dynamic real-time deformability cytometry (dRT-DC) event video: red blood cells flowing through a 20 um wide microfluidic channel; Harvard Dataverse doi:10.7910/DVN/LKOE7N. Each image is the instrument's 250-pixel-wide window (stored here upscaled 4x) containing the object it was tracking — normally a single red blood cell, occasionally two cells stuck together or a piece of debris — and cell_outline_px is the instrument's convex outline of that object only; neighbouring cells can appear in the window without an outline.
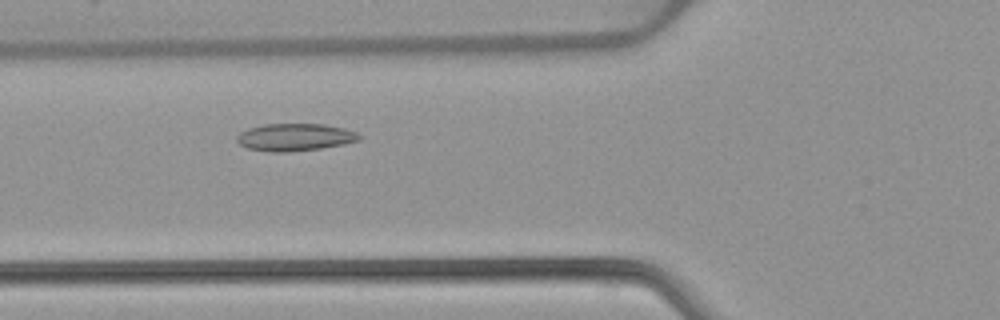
{"species": "common noctule bat (a hibernating species)", "species_latin": "Nyctalus noctula", "temperature_condition": "warm", "stored_images_in_passage": 47, "camera_frame_rate_fps": 3000, "um_per_image_px": 0.085, "animal": {"sex": "female", "body_mass_g": 22.7, "forearm_length_mm": 54.2}, "frame": {"image": 1, "passage_image": 14, "time_ms": 4.333, "image_size_px": [1000, 320], "cell_outline_px": [[360, 140], [344, 144], [320, 148], [288, 152], [268, 152], [248, 148], [240, 144], [236, 140], [236, 136], [240, 132], [248, 128], [264, 124], [324, 124], [344, 128], [356, 132], [360, 136]], "centroid_in_image_um": [25.04, 11.66], "position_along_channel_um": 100.8, "area_um2": 19.54}}
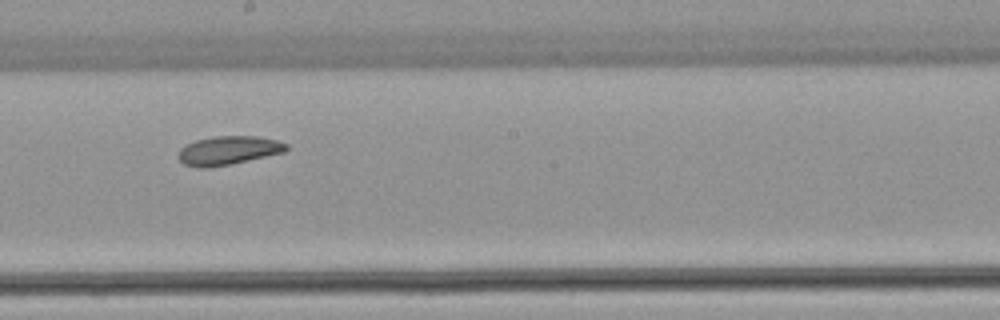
{"frame": {"image": 2, "passage_image": 24, "time_ms": 7.667, "image_size_px": [1000, 320], "cell_outline_px": [[288, 148], [284, 152], [232, 164], [208, 168], [196, 168], [184, 164], [180, 160], [180, 148], [196, 140], [216, 136], [256, 136], [276, 140], [288, 144]], "centroid_in_image_um": [19.42, 12.79], "position_along_channel_um": 228.8, "area_um2": 17.98}}
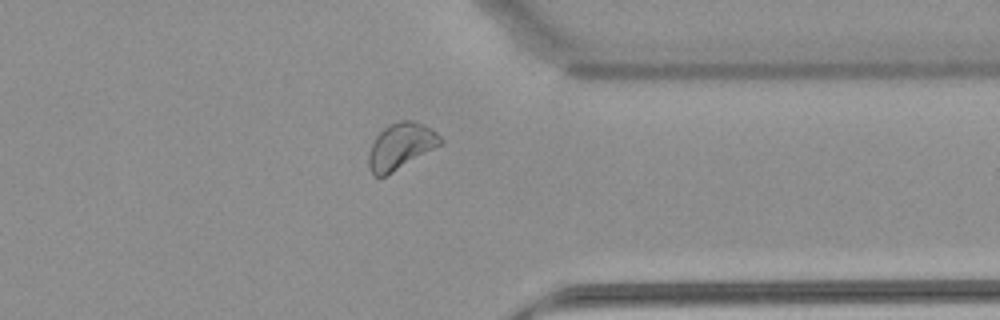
{"frame": {"image": 3, "passage_image": 36, "time_ms": 11.667, "image_size_px": [1000, 320], "cell_outline_px": [[444, 140], [440, 144], [392, 172], [384, 176], [372, 176], [368, 168], [368, 152], [376, 136], [388, 124], [400, 120], [412, 120], [424, 124], [432, 128]], "centroid_in_image_um": [34.03, 12.4], "position_along_channel_um": 377.4, "area_um2": 19.13}, "authors_computed_cell_mechanics": {"area_um2": 19.363, "velocity_mm_per_s": 3.8517, "shape_relaxation_time_tau1_ms": 7.5062, "shape_relaxation_time_tau2_ms": null, "deformation_change_tau1": 0.1053, "deformation_change_tau2": null}}